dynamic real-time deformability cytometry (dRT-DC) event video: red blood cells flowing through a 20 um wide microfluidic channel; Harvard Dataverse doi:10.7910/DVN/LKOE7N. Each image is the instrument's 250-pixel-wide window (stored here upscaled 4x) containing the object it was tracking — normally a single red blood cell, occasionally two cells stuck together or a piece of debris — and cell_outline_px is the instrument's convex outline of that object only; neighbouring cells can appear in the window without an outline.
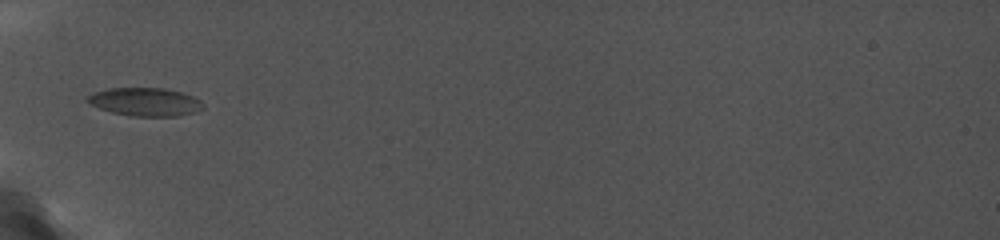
{"species": "common noctule bat (a hibernating species)", "species_latin": "Nyctalus noctula", "temperature_condition": "cold", "stored_images_in_passage": 4, "camera_frame_rate_fps": 5000, "um_per_image_px": 0.085, "animal": {"sex": "female", "body_mass_g": 19.0, "forearm_length_mm": 56.7}, "frame": {"image": 1, "passage_image": 1, "time_ms": 0.0, "image_size_px": [1000, 240], "cell_outline_px": [[204, 108], [196, 112], [180, 116], [132, 116], [112, 112], [100, 108], [84, 100], [88, 96], [96, 92], [112, 88], [164, 88], [180, 92], [192, 96], [200, 100], [204, 104]], "centroid_in_image_um": [12.39, 8.67], "position_along_channel_um": 72.6, "area_um2": 18.9}}
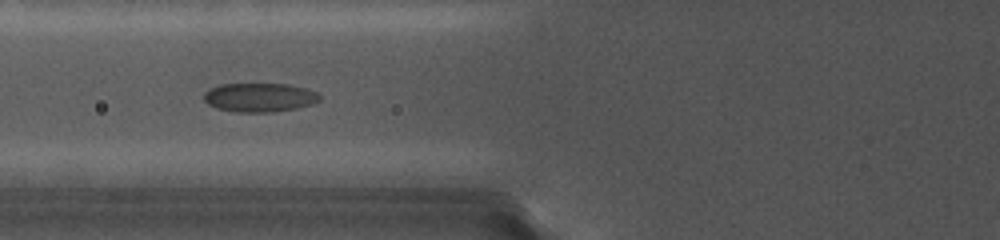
{"frame": {"image": 2, "passage_image": 2, "time_ms": 1.0, "image_size_px": [1000, 240], "cell_outline_px": [[320, 100], [312, 104], [296, 108], [272, 112], [236, 112], [216, 108], [208, 104], [204, 100], [204, 92], [220, 84], [284, 84], [316, 92], [320, 96]], "centroid_in_image_um": [22.02, 8.29], "position_along_channel_um": 103.8, "area_um2": 19.25}}